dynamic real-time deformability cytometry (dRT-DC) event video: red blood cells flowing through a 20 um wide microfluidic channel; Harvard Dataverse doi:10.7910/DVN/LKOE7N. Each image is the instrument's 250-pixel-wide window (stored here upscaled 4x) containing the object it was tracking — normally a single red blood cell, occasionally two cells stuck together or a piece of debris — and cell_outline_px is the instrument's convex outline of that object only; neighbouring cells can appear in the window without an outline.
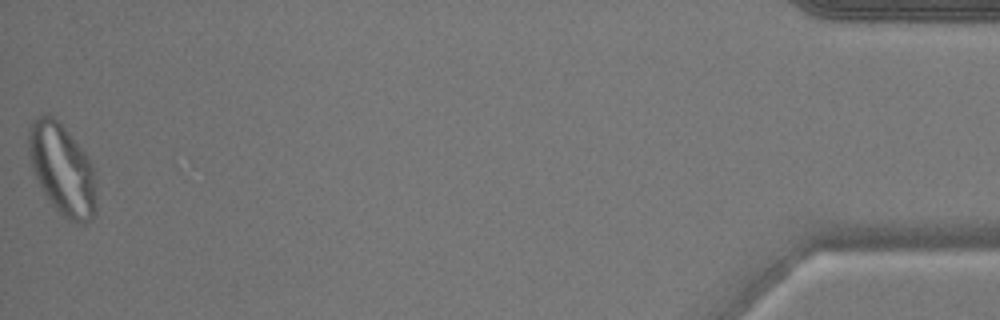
{"species": "common noctule bat (a hibernating species)", "species_latin": "Nyctalus noctula", "temperature_condition": "warm", "stored_images_in_passage": 38, "camera_frame_rate_fps": 3000, "um_per_image_px": 0.085, "animal": {"sex": "male", "body_mass_g": 17.9}, "frame": {"image": 1, "passage_image": 38, "time_ms": 12.333, "image_size_px": [1000, 320], "cell_outline_px": [[96, 212], [84, 224], [68, 220], [52, 204], [44, 192], [32, 168], [28, 152], [28, 128], [32, 120], [48, 112], [64, 128], [84, 152], [92, 164], [96, 196]], "centroid_in_image_um": [5.27, 14.38], "position_along_channel_um": 429.9, "area_um2": 35.32}}